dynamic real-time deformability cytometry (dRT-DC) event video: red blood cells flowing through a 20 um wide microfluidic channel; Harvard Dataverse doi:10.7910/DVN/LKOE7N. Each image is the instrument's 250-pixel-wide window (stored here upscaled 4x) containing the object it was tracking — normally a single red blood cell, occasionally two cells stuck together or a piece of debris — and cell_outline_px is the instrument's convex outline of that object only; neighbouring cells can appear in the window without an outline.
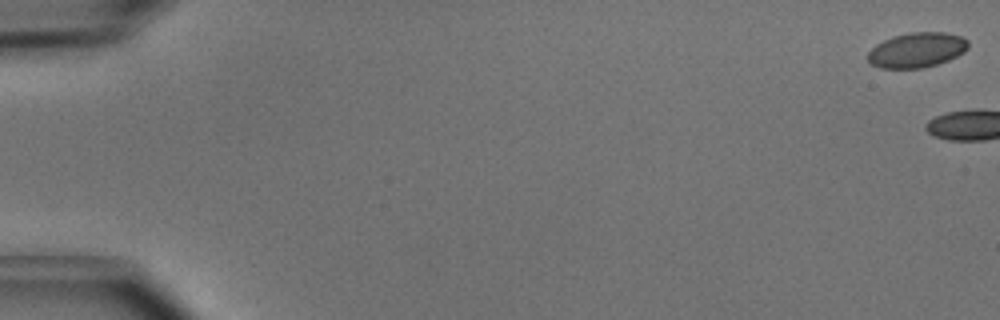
{"species": "common noctule bat (a hibernating species)", "species_latin": "Nyctalus noctula", "temperature_condition": "cold", "stored_images_in_passage": 5, "camera_frame_rate_fps": 3000, "um_per_image_px": 0.085, "animal": {"sex": "male", "body_mass_g": 15.6}, "frame": {"image": 1, "passage_image": 1, "time_ms": 0.0, "image_size_px": [1000, 320], "cell_outline_px": [[968, 48], [964, 52], [948, 60], [936, 64], [920, 68], [880, 68], [872, 64], [868, 60], [868, 52], [876, 44], [884, 40], [908, 32], [944, 32], [960, 36], [968, 40]], "centroid_in_image_um": [77.93, 4.25], "position_along_channel_um": 7.1, "area_um2": 20.29}}